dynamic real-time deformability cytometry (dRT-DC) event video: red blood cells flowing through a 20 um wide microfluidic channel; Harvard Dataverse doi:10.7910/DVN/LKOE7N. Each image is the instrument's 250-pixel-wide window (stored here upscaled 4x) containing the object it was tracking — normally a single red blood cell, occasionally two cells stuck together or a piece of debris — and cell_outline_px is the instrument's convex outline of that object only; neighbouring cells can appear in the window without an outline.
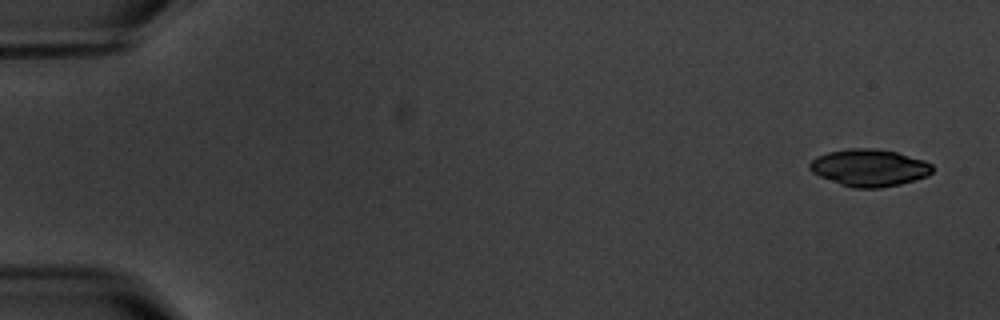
{"species": "common noctule bat (a hibernating species)", "species_latin": "Nyctalus noctula", "temperature_condition": "warm", "stored_images_in_passage": 5, "camera_frame_rate_fps": 3000, "um_per_image_px": 0.085, "animal": {"sex": "male", "body_mass_g": 20.1, "forearm_length_mm": 53.5}, "frame": {"image": 1, "passage_image": 1, "time_ms": 0.0, "image_size_px": [1000, 320], "cell_outline_px": [[932, 172], [928, 176], [900, 184], [880, 188], [852, 188], [840, 184], [820, 176], [812, 172], [808, 168], [808, 164], [816, 156], [828, 152], [848, 148], [876, 148], [896, 152], [924, 160], [932, 164]], "centroid_in_image_um": [73.88, 14.25], "position_along_channel_um": 11.1, "area_um2": 26.65}}
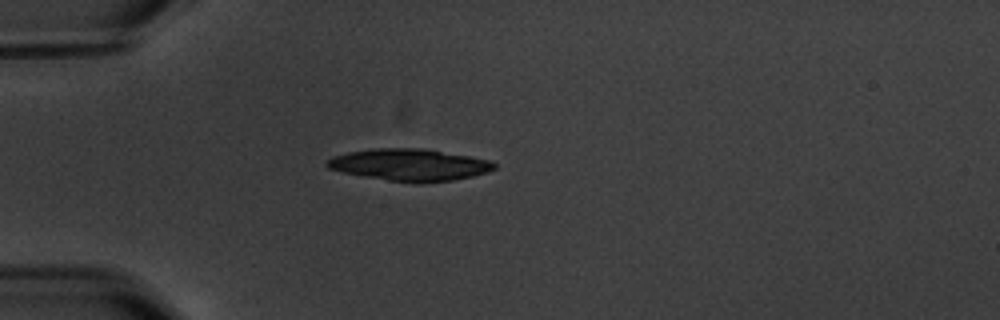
{"frame": {"image": 2, "passage_image": 4, "time_ms": 4.667, "image_size_px": [1000, 320], "cell_outline_px": [[496, 168], [488, 172], [472, 176], [452, 180], [420, 184], [416, 184], [388, 180], [364, 176], [344, 172], [328, 168], [324, 164], [332, 156], [348, 152], [376, 148], [424, 148], [492, 160], [496, 164]], "centroid_in_image_um": [34.84, 14.01], "position_along_channel_um": 50.2, "area_um2": 31.27}}